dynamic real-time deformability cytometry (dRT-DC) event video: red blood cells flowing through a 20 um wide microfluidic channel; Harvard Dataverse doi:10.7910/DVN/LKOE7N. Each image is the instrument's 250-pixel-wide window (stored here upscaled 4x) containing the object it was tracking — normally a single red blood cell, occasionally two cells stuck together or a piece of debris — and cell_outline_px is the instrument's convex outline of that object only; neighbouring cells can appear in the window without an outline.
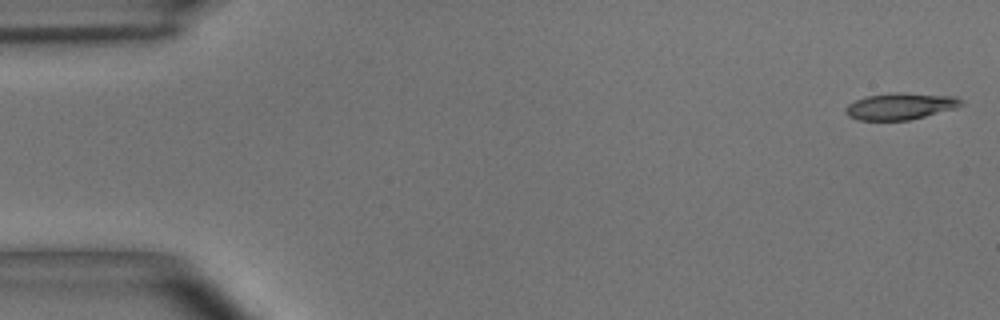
{"species": "common noctule bat (a hibernating species)", "species_latin": "Nyctalus noctula", "temperature_condition": "room temperature", "stored_images_in_passage": 53, "camera_frame_rate_fps": 3000, "um_per_image_px": 0.085, "animal": {"sex": "male", "body_mass_g": 15.6}, "frame": {"image": 1, "passage_image": 1, "time_ms": 0.0, "image_size_px": [1000, 320], "cell_outline_px": [[964, 104], [956, 108], [908, 120], [860, 120], [848, 116], [844, 112], [844, 108], [848, 104], [856, 100], [868, 96], [896, 92], [900, 92], [952, 96], [960, 100]], "centroid_in_image_um": [76.49, 9.03], "position_along_channel_um": 8.5, "area_um2": 17.74}}
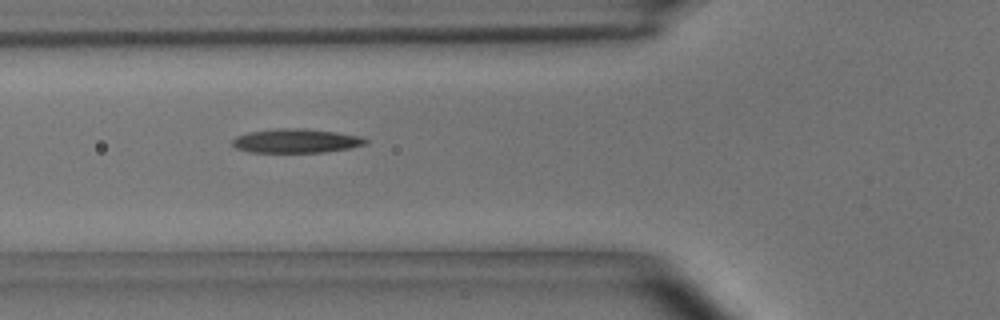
{"frame": {"image": 2, "passage_image": 19, "time_ms": 6.0, "image_size_px": [1000, 320], "cell_outline_px": [[368, 144], [352, 148], [324, 152], [248, 152], [236, 148], [232, 144], [232, 140], [236, 136], [248, 132], [276, 128], [304, 128], [336, 132], [360, 136], [368, 140]], "centroid_in_image_um": [25.18, 11.97], "position_along_channel_um": 100.6, "area_um2": 18.84}}
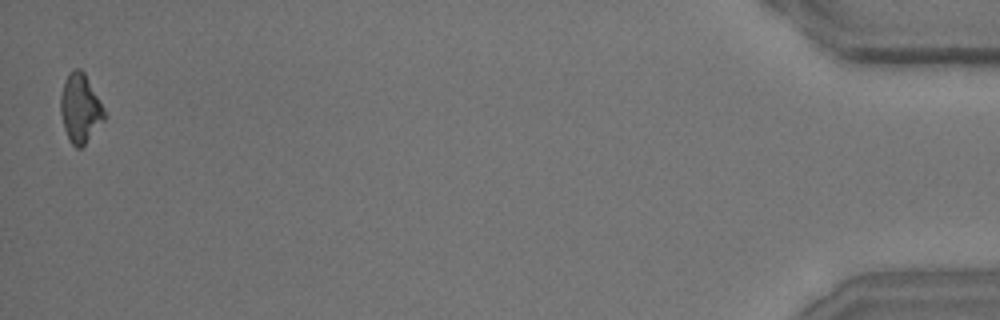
{"frame": {"image": 3, "passage_image": 53, "time_ms": 17.333, "image_size_px": [1000, 320], "cell_outline_px": [[108, 116], [84, 144], [80, 148], [76, 148], [72, 144], [64, 128], [60, 112], [60, 96], [64, 84], [68, 76], [76, 68], [80, 68], [84, 72], [104, 108]], "centroid_in_image_um": [6.84, 9.22], "position_along_channel_um": 428.4, "area_um2": 17.28}, "authors_computed_cell_mechanics": {"area_um2": 18.3226, "velocity_mm_per_s": 3.6892, "shape_relaxation_time_tau1_ms": 6.6543, "shape_relaxation_time_tau2_ms": 7.137, "deformation_change_tau1": 0.1894, "deformation_change_tau2": 0.1969}}